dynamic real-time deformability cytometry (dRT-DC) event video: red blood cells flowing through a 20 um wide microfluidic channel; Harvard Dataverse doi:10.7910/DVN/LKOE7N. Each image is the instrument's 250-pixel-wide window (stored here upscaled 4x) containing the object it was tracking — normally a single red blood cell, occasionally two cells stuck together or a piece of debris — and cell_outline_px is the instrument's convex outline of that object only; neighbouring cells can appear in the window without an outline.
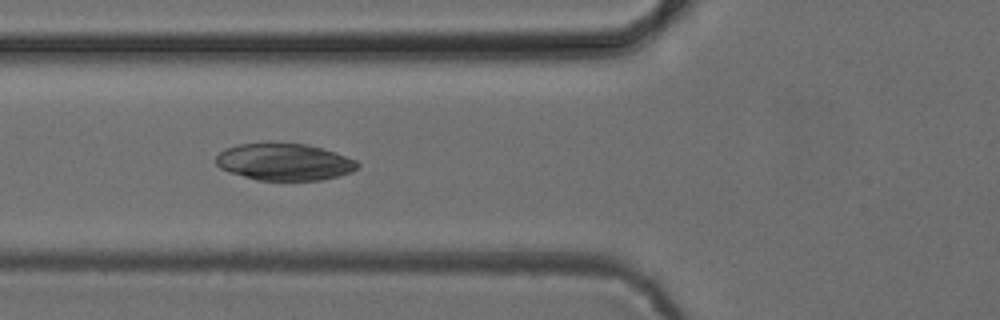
{"species": "common noctule bat (a hibernating species)", "species_latin": "Nyctalus noctula", "temperature_condition": "cold", "stored_images_in_passage": 6, "camera_frame_rate_fps": 3000, "um_per_image_px": 0.085, "animal": {"sex": "female", "body_mass_g": 24.6, "forearm_length_mm": 56.2}, "frame": {"image": 1, "passage_image": 5, "time_ms": 4.667, "image_size_px": [1000, 320], "cell_outline_px": [[360, 164], [352, 172], [320, 180], [260, 180], [228, 172], [220, 168], [216, 164], [216, 156], [224, 148], [240, 144], [268, 140], [308, 144], [356, 160]], "centroid_in_image_um": [24.1, 13.72], "position_along_channel_um": 101.7, "area_um2": 30.92}}
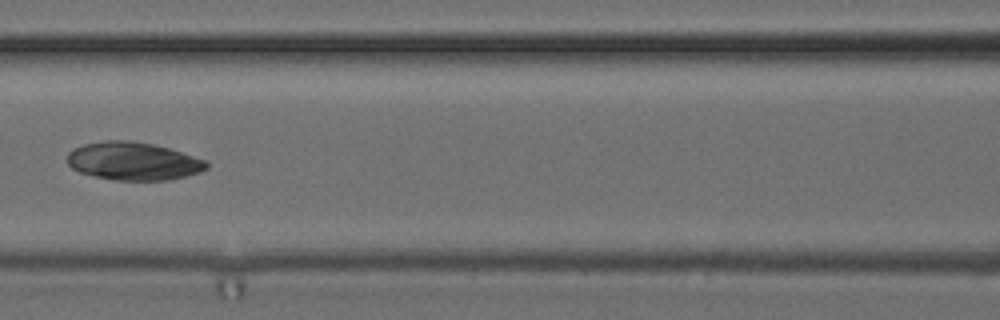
{"frame": {"image": 2, "passage_image": 6, "time_ms": 6.0, "image_size_px": [1000, 320], "cell_outline_px": [[208, 168], [200, 172], [168, 180], [116, 180], [96, 176], [80, 172], [72, 168], [68, 164], [68, 152], [72, 148], [84, 144], [104, 140], [132, 140], [152, 144], [168, 148], [208, 160]], "centroid_in_image_um": [11.33, 13.68], "position_along_channel_um": 155.3, "area_um2": 30.87}}